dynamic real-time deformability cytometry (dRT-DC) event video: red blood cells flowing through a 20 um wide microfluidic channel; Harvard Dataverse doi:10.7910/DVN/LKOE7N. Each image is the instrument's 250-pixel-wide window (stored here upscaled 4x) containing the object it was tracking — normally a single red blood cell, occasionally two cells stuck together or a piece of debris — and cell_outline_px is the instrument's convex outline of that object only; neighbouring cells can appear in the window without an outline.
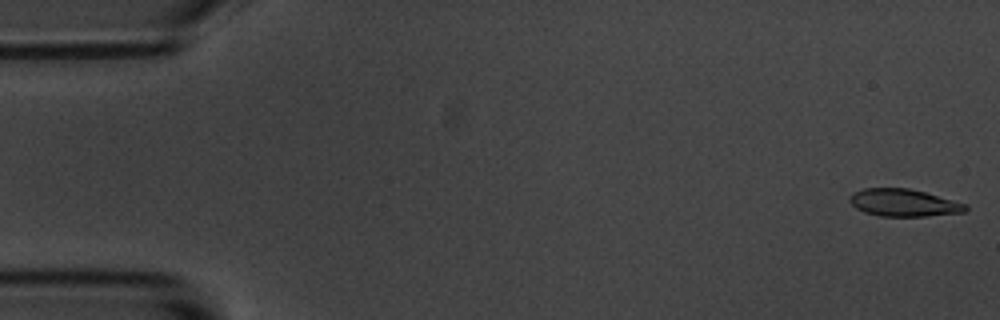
{"species": "common noctule bat (a hibernating species)", "species_latin": "Nyctalus noctula", "temperature_condition": "room temperature", "stored_images_in_passage": 15, "camera_frame_rate_fps": 3000, "um_per_image_px": 0.085, "animal": {"sex": "male", "body_mass_g": 20.1, "forearm_length_mm": 53.5}, "frame": {"image": 1, "passage_image": 1, "time_ms": 0.0, "image_size_px": [1000, 320], "cell_outline_px": [[968, 208], [964, 212], [924, 216], [880, 216], [864, 212], [856, 208], [848, 200], [848, 196], [864, 188], [908, 188], [924, 192], [968, 204]], "centroid_in_image_um": [76.8, 17.23], "position_along_channel_um": 8.2, "area_um2": 18.38}}
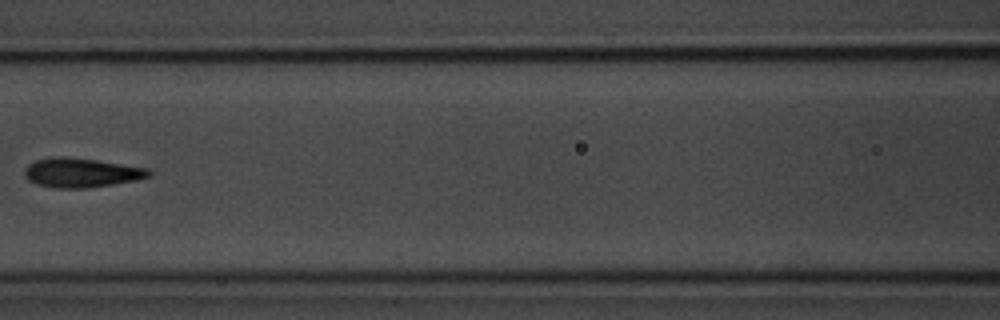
{"frame": {"image": 2, "passage_image": 7, "time_ms": 8.0, "image_size_px": [1000, 320], "cell_outline_px": [[152, 176], [136, 180], [112, 184], [84, 188], [56, 188], [36, 184], [28, 180], [24, 176], [24, 168], [28, 164], [36, 160], [52, 156], [68, 156], [96, 160], [148, 168], [152, 172]], "centroid_in_image_um": [6.88, 14.67], "position_along_channel_um": 159.7, "area_um2": 21.39}}
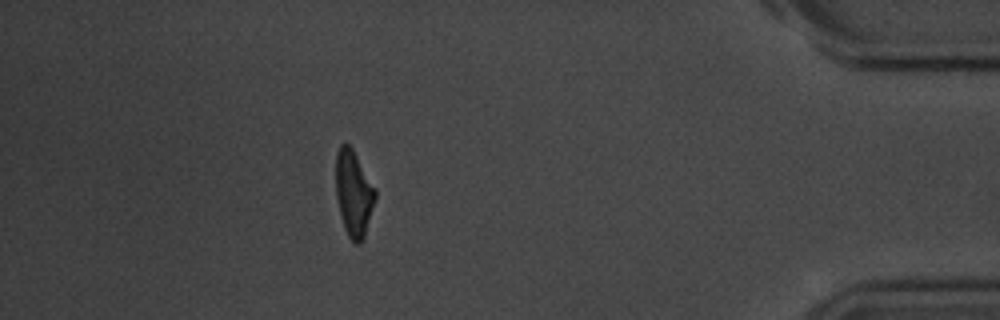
{"frame": {"image": 3, "passage_image": 14, "time_ms": 16.333, "image_size_px": [1000, 320], "cell_outline_px": [[376, 196], [364, 240], [360, 244], [356, 244], [348, 236], [344, 228], [340, 216], [336, 196], [336, 152], [340, 144], [348, 144], [352, 148], [376, 188]], "centroid_in_image_um": [30.06, 16.45], "position_along_channel_um": 405.1, "area_um2": 19.94}, "authors_computed_cell_mechanics": {"area_um2": 20.1144, "velocity_mm_per_s": 3.5451, "shape_relaxation_time_tau1_ms": 3.4209, "shape_relaxation_time_tau2_ms": 1.8877, "deformation_change_tau1": 0.1874, "deformation_change_tau2": 0.0961}}